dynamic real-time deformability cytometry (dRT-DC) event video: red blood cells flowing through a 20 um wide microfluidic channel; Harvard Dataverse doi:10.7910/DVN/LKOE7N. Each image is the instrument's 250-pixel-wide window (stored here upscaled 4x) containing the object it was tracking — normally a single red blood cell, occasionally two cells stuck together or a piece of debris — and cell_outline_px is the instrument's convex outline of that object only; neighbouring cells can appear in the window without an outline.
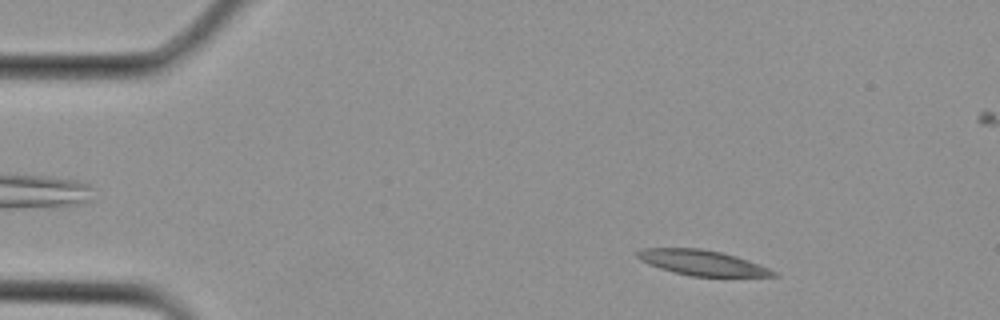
{"species": "Egyptian fruit bat (a non-hibernating species)", "species_latin": "Rousettus aegyptiacus", "temperature_condition": "cold", "stored_images_in_passage": 2, "camera_frame_rate_fps": 3000, "um_per_image_px": 0.085, "animal": {"sex": "female"}, "frame": {"image": 1, "passage_image": 2, "time_ms": 0.333, "image_size_px": [1000, 320], "cell_outline_px": [[780, 276], [692, 276], [672, 272], [648, 264], [640, 260], [636, 256], [636, 252], [644, 248], [700, 248], [720, 252], [736, 256], [748, 260], [768, 268], [776, 272]], "centroid_in_image_um": [59.65, 22.33], "position_along_channel_um": 25.3, "area_um2": 19.83}}